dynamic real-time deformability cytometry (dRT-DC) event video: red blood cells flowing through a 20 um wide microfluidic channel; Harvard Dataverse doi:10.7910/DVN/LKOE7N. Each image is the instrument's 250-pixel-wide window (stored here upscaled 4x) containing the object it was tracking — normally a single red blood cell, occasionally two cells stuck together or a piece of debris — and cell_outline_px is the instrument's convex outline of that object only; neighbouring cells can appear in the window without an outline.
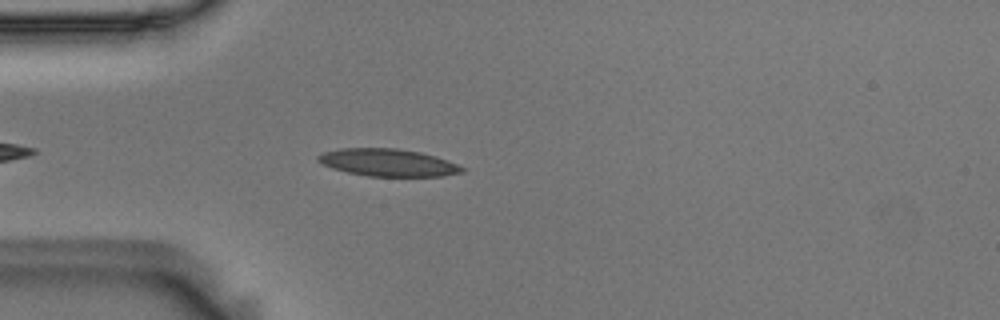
{"species": "Egyptian fruit bat (a non-hibernating species)", "species_latin": "Rousettus aegyptiacus", "temperature_condition": "room temperature", "stored_images_in_passage": 30, "camera_frame_rate_fps": 3000, "um_per_image_px": 0.085, "animal": {"sex": "male"}, "frame": {"image": 1, "passage_image": 5, "time_ms": 1.333, "image_size_px": [1000, 320], "cell_outline_px": [[464, 172], [440, 176], [368, 176], [348, 172], [332, 168], [316, 160], [316, 156], [324, 152], [340, 148], [396, 148], [420, 152], [436, 156], [448, 160], [464, 168]], "centroid_in_image_um": [32.97, 13.81], "position_along_channel_um": 52.0, "area_um2": 22.89}}
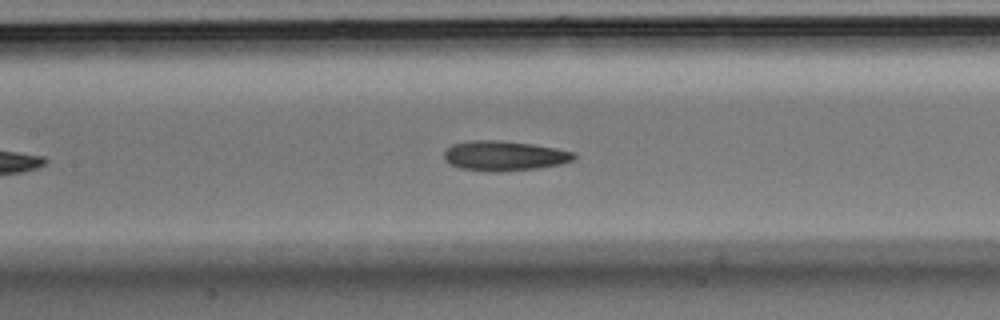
{"frame": {"image": 2, "passage_image": 15, "time_ms": 4.667, "image_size_px": [1000, 320], "cell_outline_px": [[576, 156], [572, 160], [560, 164], [536, 168], [500, 172], [488, 172], [460, 168], [444, 160], [444, 152], [452, 144], [472, 140], [500, 140], [532, 144], [556, 148], [576, 152]], "centroid_in_image_um": [42.86, 13.24], "position_along_channel_um": 164.5, "area_um2": 22.66}}
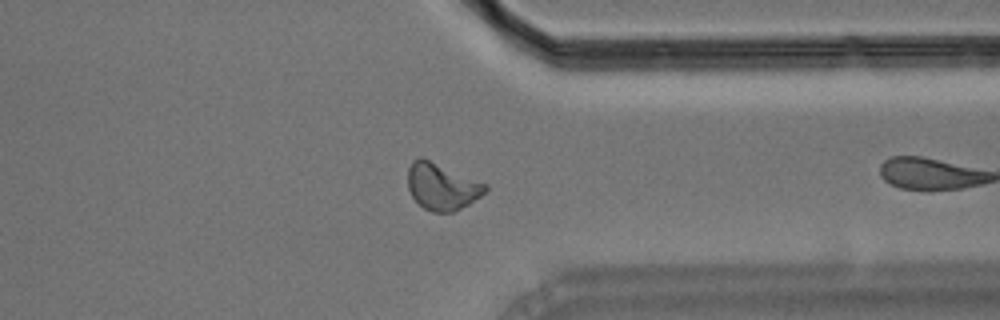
{"frame": {"image": 3, "passage_image": 29, "time_ms": 9.333, "image_size_px": [1000, 320], "cell_outline_px": [[488, 188], [480, 196], [468, 204], [452, 212], [432, 212], [424, 208], [412, 196], [408, 188], [408, 168], [412, 160], [420, 156], [488, 184]], "centroid_in_image_um": [37.55, 15.84], "position_along_channel_um": 373.9, "area_um2": 20.92}}